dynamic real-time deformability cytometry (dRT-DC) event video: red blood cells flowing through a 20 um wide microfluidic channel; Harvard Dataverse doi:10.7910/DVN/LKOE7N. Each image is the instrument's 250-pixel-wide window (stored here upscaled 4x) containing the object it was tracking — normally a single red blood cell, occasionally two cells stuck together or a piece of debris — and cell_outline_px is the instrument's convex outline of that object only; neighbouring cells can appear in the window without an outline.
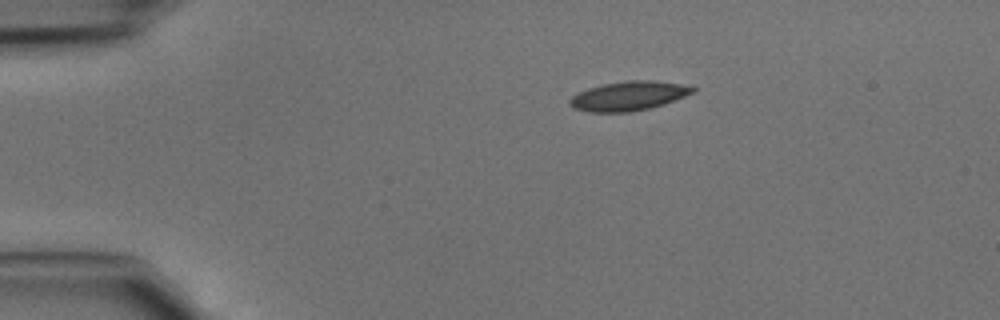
{"species": "common noctule bat (a hibernating species)", "species_latin": "Nyctalus noctula", "temperature_condition": "cold", "stored_images_in_passage": 38, "camera_frame_rate_fps": 3000, "um_per_image_px": 0.085, "animal": {"sex": "male", "body_mass_g": 15.6}, "frame": {"image": 1, "passage_image": 1, "time_ms": 0.0, "image_size_px": [1000, 320], "cell_outline_px": [[696, 92], [664, 104], [648, 108], [628, 112], [588, 112], [576, 108], [568, 104], [568, 100], [572, 96], [588, 88], [600, 84], [624, 80], [652, 80], [680, 84], [696, 88]], "centroid_in_image_um": [53.42, 8.14], "position_along_channel_um": 31.6, "area_um2": 20.98}}
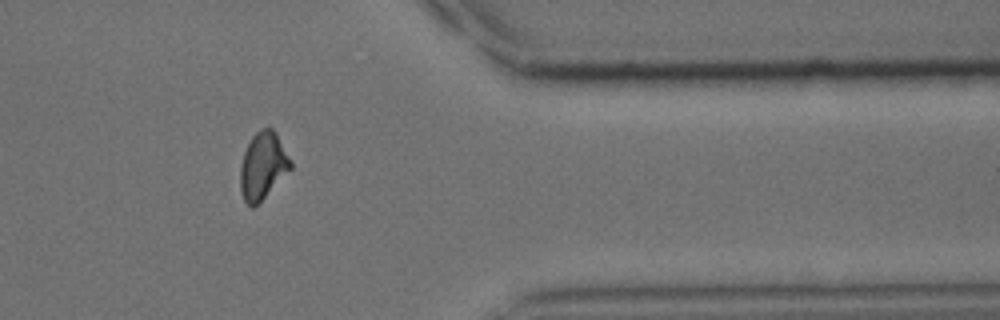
{"frame": {"image": 2, "passage_image": 30, "time_ms": 9.667, "image_size_px": [1000, 320], "cell_outline_px": [[292, 168], [252, 208], [244, 200], [240, 192], [240, 168], [244, 152], [252, 136], [260, 128], [272, 128], [276, 132], [292, 164]], "centroid_in_image_um": [22.32, 14.07], "position_along_channel_um": 389.1, "area_um2": 19.25}}
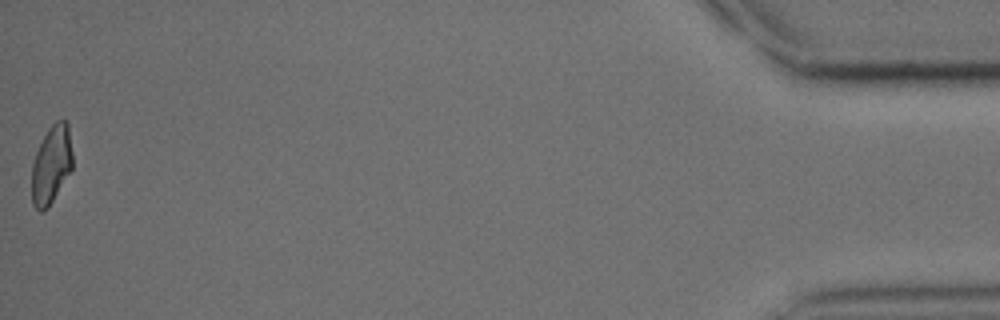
{"frame": {"image": 3, "passage_image": 38, "time_ms": 12.333, "image_size_px": [1000, 320], "cell_outline_px": [[72, 168], [48, 208], [44, 212], [40, 212], [32, 204], [32, 164], [36, 152], [48, 128], [56, 120], [68, 120], [72, 152]], "centroid_in_image_um": [4.37, 13.99], "position_along_channel_um": 430.8, "area_um2": 18.61}}